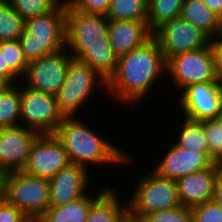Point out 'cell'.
Masks as SVG:
<instances>
[{"mask_svg": "<svg viewBox=\"0 0 222 222\" xmlns=\"http://www.w3.org/2000/svg\"><path fill=\"white\" fill-rule=\"evenodd\" d=\"M163 75L166 76V61L152 36L142 46L118 57L116 70L107 81V92L119 105L133 108L155 89L152 87Z\"/></svg>", "mask_w": 222, "mask_h": 222, "instance_id": "6da1fadb", "label": "cell"}, {"mask_svg": "<svg viewBox=\"0 0 222 222\" xmlns=\"http://www.w3.org/2000/svg\"><path fill=\"white\" fill-rule=\"evenodd\" d=\"M108 22L105 15L77 11L66 2L67 50L106 81L114 74L118 62L108 39Z\"/></svg>", "mask_w": 222, "mask_h": 222, "instance_id": "7a4b0ae2", "label": "cell"}, {"mask_svg": "<svg viewBox=\"0 0 222 222\" xmlns=\"http://www.w3.org/2000/svg\"><path fill=\"white\" fill-rule=\"evenodd\" d=\"M80 118L65 117L54 133L67 151L71 163L87 169L96 165L99 168L108 164L115 168L128 163L131 165V154L124 152L123 147L118 148V143L105 140L91 125H87L88 120L85 123Z\"/></svg>", "mask_w": 222, "mask_h": 222, "instance_id": "3957f363", "label": "cell"}, {"mask_svg": "<svg viewBox=\"0 0 222 222\" xmlns=\"http://www.w3.org/2000/svg\"><path fill=\"white\" fill-rule=\"evenodd\" d=\"M66 0L46 14L25 22L19 41L27 61L58 52L66 47Z\"/></svg>", "mask_w": 222, "mask_h": 222, "instance_id": "277c9868", "label": "cell"}, {"mask_svg": "<svg viewBox=\"0 0 222 222\" xmlns=\"http://www.w3.org/2000/svg\"><path fill=\"white\" fill-rule=\"evenodd\" d=\"M101 90L107 93V81L89 64L73 57L65 81L55 95L58 109L64 117H79L78 112L90 103V97L93 98L95 92L99 95Z\"/></svg>", "mask_w": 222, "mask_h": 222, "instance_id": "5b68a950", "label": "cell"}, {"mask_svg": "<svg viewBox=\"0 0 222 222\" xmlns=\"http://www.w3.org/2000/svg\"><path fill=\"white\" fill-rule=\"evenodd\" d=\"M2 198L36 222L50 207L49 180L24 171L0 175Z\"/></svg>", "mask_w": 222, "mask_h": 222, "instance_id": "8992f818", "label": "cell"}, {"mask_svg": "<svg viewBox=\"0 0 222 222\" xmlns=\"http://www.w3.org/2000/svg\"><path fill=\"white\" fill-rule=\"evenodd\" d=\"M142 174L127 200L129 222H137L149 213L181 205L175 180L161 177L151 169L149 173Z\"/></svg>", "mask_w": 222, "mask_h": 222, "instance_id": "52a82bcc", "label": "cell"}, {"mask_svg": "<svg viewBox=\"0 0 222 222\" xmlns=\"http://www.w3.org/2000/svg\"><path fill=\"white\" fill-rule=\"evenodd\" d=\"M166 74V78L172 81V88L178 93L191 84L219 81L210 45L169 58L166 61Z\"/></svg>", "mask_w": 222, "mask_h": 222, "instance_id": "ba28073f", "label": "cell"}, {"mask_svg": "<svg viewBox=\"0 0 222 222\" xmlns=\"http://www.w3.org/2000/svg\"><path fill=\"white\" fill-rule=\"evenodd\" d=\"M21 85L20 125L39 135L54 134L65 118L56 96Z\"/></svg>", "mask_w": 222, "mask_h": 222, "instance_id": "9c48e42d", "label": "cell"}, {"mask_svg": "<svg viewBox=\"0 0 222 222\" xmlns=\"http://www.w3.org/2000/svg\"><path fill=\"white\" fill-rule=\"evenodd\" d=\"M152 36L158 41L165 61L180 53L208 47L211 41L205 32L181 16L163 23Z\"/></svg>", "mask_w": 222, "mask_h": 222, "instance_id": "30bf717a", "label": "cell"}, {"mask_svg": "<svg viewBox=\"0 0 222 222\" xmlns=\"http://www.w3.org/2000/svg\"><path fill=\"white\" fill-rule=\"evenodd\" d=\"M73 56L62 50L29 61L26 73L21 79L25 86L56 95L65 81L67 67Z\"/></svg>", "mask_w": 222, "mask_h": 222, "instance_id": "8fae6325", "label": "cell"}, {"mask_svg": "<svg viewBox=\"0 0 222 222\" xmlns=\"http://www.w3.org/2000/svg\"><path fill=\"white\" fill-rule=\"evenodd\" d=\"M180 95L179 108L183 118L200 122L217 119L222 102L220 81L191 84Z\"/></svg>", "mask_w": 222, "mask_h": 222, "instance_id": "7c38bea8", "label": "cell"}, {"mask_svg": "<svg viewBox=\"0 0 222 222\" xmlns=\"http://www.w3.org/2000/svg\"><path fill=\"white\" fill-rule=\"evenodd\" d=\"M70 163L68 153L60 140L54 134H42L33 142L22 171L50 180Z\"/></svg>", "mask_w": 222, "mask_h": 222, "instance_id": "4fadbf2b", "label": "cell"}, {"mask_svg": "<svg viewBox=\"0 0 222 222\" xmlns=\"http://www.w3.org/2000/svg\"><path fill=\"white\" fill-rule=\"evenodd\" d=\"M38 133L23 125L2 127L0 137V175L22 171Z\"/></svg>", "mask_w": 222, "mask_h": 222, "instance_id": "5bb4252c", "label": "cell"}, {"mask_svg": "<svg viewBox=\"0 0 222 222\" xmlns=\"http://www.w3.org/2000/svg\"><path fill=\"white\" fill-rule=\"evenodd\" d=\"M86 167L70 163L49 180L50 207H58L84 197L91 188ZM90 184V186H89Z\"/></svg>", "mask_w": 222, "mask_h": 222, "instance_id": "9a60e30c", "label": "cell"}, {"mask_svg": "<svg viewBox=\"0 0 222 222\" xmlns=\"http://www.w3.org/2000/svg\"><path fill=\"white\" fill-rule=\"evenodd\" d=\"M154 168L159 176L177 180L189 174L204 170L212 166L215 161L206 153L189 151L179 147L176 143L168 148Z\"/></svg>", "mask_w": 222, "mask_h": 222, "instance_id": "2e32d148", "label": "cell"}, {"mask_svg": "<svg viewBox=\"0 0 222 222\" xmlns=\"http://www.w3.org/2000/svg\"><path fill=\"white\" fill-rule=\"evenodd\" d=\"M220 169L221 167L215 162L207 169L177 179L180 204L192 208L212 200L216 177Z\"/></svg>", "mask_w": 222, "mask_h": 222, "instance_id": "e0dca14e", "label": "cell"}, {"mask_svg": "<svg viewBox=\"0 0 222 222\" xmlns=\"http://www.w3.org/2000/svg\"><path fill=\"white\" fill-rule=\"evenodd\" d=\"M152 37L147 21L109 20L108 39L115 54L120 57L142 46Z\"/></svg>", "mask_w": 222, "mask_h": 222, "instance_id": "ac0fdd59", "label": "cell"}, {"mask_svg": "<svg viewBox=\"0 0 222 222\" xmlns=\"http://www.w3.org/2000/svg\"><path fill=\"white\" fill-rule=\"evenodd\" d=\"M109 186L90 206L85 222H129L128 201Z\"/></svg>", "mask_w": 222, "mask_h": 222, "instance_id": "d6986e66", "label": "cell"}, {"mask_svg": "<svg viewBox=\"0 0 222 222\" xmlns=\"http://www.w3.org/2000/svg\"><path fill=\"white\" fill-rule=\"evenodd\" d=\"M98 190V193L88 192L84 197L70 203L49 207L36 222H85L91 204L108 188ZM90 193V194H89ZM92 194V195H91Z\"/></svg>", "mask_w": 222, "mask_h": 222, "instance_id": "ffe728a7", "label": "cell"}, {"mask_svg": "<svg viewBox=\"0 0 222 222\" xmlns=\"http://www.w3.org/2000/svg\"><path fill=\"white\" fill-rule=\"evenodd\" d=\"M180 16L211 39L217 35L220 17L203 0H184Z\"/></svg>", "mask_w": 222, "mask_h": 222, "instance_id": "44dd1931", "label": "cell"}, {"mask_svg": "<svg viewBox=\"0 0 222 222\" xmlns=\"http://www.w3.org/2000/svg\"><path fill=\"white\" fill-rule=\"evenodd\" d=\"M183 119L182 125L180 124L181 128L180 126L178 127L179 133L176 137L178 139H176L175 143L186 150L206 152L210 156L209 145L202 122Z\"/></svg>", "mask_w": 222, "mask_h": 222, "instance_id": "7402d4cb", "label": "cell"}, {"mask_svg": "<svg viewBox=\"0 0 222 222\" xmlns=\"http://www.w3.org/2000/svg\"><path fill=\"white\" fill-rule=\"evenodd\" d=\"M20 83V84H19ZM0 93V126L20 125L21 81Z\"/></svg>", "mask_w": 222, "mask_h": 222, "instance_id": "603a6c76", "label": "cell"}, {"mask_svg": "<svg viewBox=\"0 0 222 222\" xmlns=\"http://www.w3.org/2000/svg\"><path fill=\"white\" fill-rule=\"evenodd\" d=\"M184 0H148L147 26L153 33L163 23L179 17Z\"/></svg>", "mask_w": 222, "mask_h": 222, "instance_id": "cb8c5ba5", "label": "cell"}, {"mask_svg": "<svg viewBox=\"0 0 222 222\" xmlns=\"http://www.w3.org/2000/svg\"><path fill=\"white\" fill-rule=\"evenodd\" d=\"M105 16L109 20L147 21L148 0H111Z\"/></svg>", "mask_w": 222, "mask_h": 222, "instance_id": "d4e9b609", "label": "cell"}, {"mask_svg": "<svg viewBox=\"0 0 222 222\" xmlns=\"http://www.w3.org/2000/svg\"><path fill=\"white\" fill-rule=\"evenodd\" d=\"M25 22L7 0H0V42L19 39L24 32Z\"/></svg>", "mask_w": 222, "mask_h": 222, "instance_id": "484cf974", "label": "cell"}, {"mask_svg": "<svg viewBox=\"0 0 222 222\" xmlns=\"http://www.w3.org/2000/svg\"><path fill=\"white\" fill-rule=\"evenodd\" d=\"M0 50H4V68H10L22 79L29 62L24 56L20 41L18 39L1 41Z\"/></svg>", "mask_w": 222, "mask_h": 222, "instance_id": "4316f807", "label": "cell"}, {"mask_svg": "<svg viewBox=\"0 0 222 222\" xmlns=\"http://www.w3.org/2000/svg\"><path fill=\"white\" fill-rule=\"evenodd\" d=\"M10 6L26 21L34 16L56 9L64 0H7Z\"/></svg>", "mask_w": 222, "mask_h": 222, "instance_id": "83f0119b", "label": "cell"}, {"mask_svg": "<svg viewBox=\"0 0 222 222\" xmlns=\"http://www.w3.org/2000/svg\"><path fill=\"white\" fill-rule=\"evenodd\" d=\"M137 222H193L191 208L178 206L142 216Z\"/></svg>", "mask_w": 222, "mask_h": 222, "instance_id": "f1b7e54d", "label": "cell"}, {"mask_svg": "<svg viewBox=\"0 0 222 222\" xmlns=\"http://www.w3.org/2000/svg\"><path fill=\"white\" fill-rule=\"evenodd\" d=\"M209 145L210 157L216 161L222 155V122L218 119L201 121Z\"/></svg>", "mask_w": 222, "mask_h": 222, "instance_id": "f546056e", "label": "cell"}, {"mask_svg": "<svg viewBox=\"0 0 222 222\" xmlns=\"http://www.w3.org/2000/svg\"><path fill=\"white\" fill-rule=\"evenodd\" d=\"M193 222H222V209L213 200L191 208Z\"/></svg>", "mask_w": 222, "mask_h": 222, "instance_id": "4dcf8cb0", "label": "cell"}, {"mask_svg": "<svg viewBox=\"0 0 222 222\" xmlns=\"http://www.w3.org/2000/svg\"><path fill=\"white\" fill-rule=\"evenodd\" d=\"M66 2L77 11L106 15L111 0H66Z\"/></svg>", "mask_w": 222, "mask_h": 222, "instance_id": "1f68e13d", "label": "cell"}, {"mask_svg": "<svg viewBox=\"0 0 222 222\" xmlns=\"http://www.w3.org/2000/svg\"><path fill=\"white\" fill-rule=\"evenodd\" d=\"M0 222H32L21 210L0 198Z\"/></svg>", "mask_w": 222, "mask_h": 222, "instance_id": "d6a6232c", "label": "cell"}, {"mask_svg": "<svg viewBox=\"0 0 222 222\" xmlns=\"http://www.w3.org/2000/svg\"><path fill=\"white\" fill-rule=\"evenodd\" d=\"M210 48L214 57L215 71L218 80L222 81V43L215 37L210 41Z\"/></svg>", "mask_w": 222, "mask_h": 222, "instance_id": "836d02e7", "label": "cell"}, {"mask_svg": "<svg viewBox=\"0 0 222 222\" xmlns=\"http://www.w3.org/2000/svg\"><path fill=\"white\" fill-rule=\"evenodd\" d=\"M0 75L6 78L11 84H18L21 81L10 68H4V50H0Z\"/></svg>", "mask_w": 222, "mask_h": 222, "instance_id": "e575fe53", "label": "cell"}, {"mask_svg": "<svg viewBox=\"0 0 222 222\" xmlns=\"http://www.w3.org/2000/svg\"><path fill=\"white\" fill-rule=\"evenodd\" d=\"M212 200L222 209V168L218 171Z\"/></svg>", "mask_w": 222, "mask_h": 222, "instance_id": "d590c367", "label": "cell"}, {"mask_svg": "<svg viewBox=\"0 0 222 222\" xmlns=\"http://www.w3.org/2000/svg\"><path fill=\"white\" fill-rule=\"evenodd\" d=\"M205 4L222 18V0H203Z\"/></svg>", "mask_w": 222, "mask_h": 222, "instance_id": "8d00e7d4", "label": "cell"}, {"mask_svg": "<svg viewBox=\"0 0 222 222\" xmlns=\"http://www.w3.org/2000/svg\"><path fill=\"white\" fill-rule=\"evenodd\" d=\"M12 84L3 76L0 75V93L4 92Z\"/></svg>", "mask_w": 222, "mask_h": 222, "instance_id": "74e56055", "label": "cell"}, {"mask_svg": "<svg viewBox=\"0 0 222 222\" xmlns=\"http://www.w3.org/2000/svg\"><path fill=\"white\" fill-rule=\"evenodd\" d=\"M215 38L222 43V18H220V21H219V29H218V32H217V35L215 36Z\"/></svg>", "mask_w": 222, "mask_h": 222, "instance_id": "f35d334b", "label": "cell"}, {"mask_svg": "<svg viewBox=\"0 0 222 222\" xmlns=\"http://www.w3.org/2000/svg\"><path fill=\"white\" fill-rule=\"evenodd\" d=\"M217 119L222 122V102H221V105H220V110H219V114L217 116Z\"/></svg>", "mask_w": 222, "mask_h": 222, "instance_id": "ab89813d", "label": "cell"}, {"mask_svg": "<svg viewBox=\"0 0 222 222\" xmlns=\"http://www.w3.org/2000/svg\"><path fill=\"white\" fill-rule=\"evenodd\" d=\"M215 162L222 168V155Z\"/></svg>", "mask_w": 222, "mask_h": 222, "instance_id": "60d3db41", "label": "cell"}, {"mask_svg": "<svg viewBox=\"0 0 222 222\" xmlns=\"http://www.w3.org/2000/svg\"><path fill=\"white\" fill-rule=\"evenodd\" d=\"M1 134H2V127L0 126V137H1Z\"/></svg>", "mask_w": 222, "mask_h": 222, "instance_id": "b9f144b4", "label": "cell"}, {"mask_svg": "<svg viewBox=\"0 0 222 222\" xmlns=\"http://www.w3.org/2000/svg\"><path fill=\"white\" fill-rule=\"evenodd\" d=\"M2 197L1 187H0V198Z\"/></svg>", "mask_w": 222, "mask_h": 222, "instance_id": "7bdbcfd3", "label": "cell"}]
</instances>
